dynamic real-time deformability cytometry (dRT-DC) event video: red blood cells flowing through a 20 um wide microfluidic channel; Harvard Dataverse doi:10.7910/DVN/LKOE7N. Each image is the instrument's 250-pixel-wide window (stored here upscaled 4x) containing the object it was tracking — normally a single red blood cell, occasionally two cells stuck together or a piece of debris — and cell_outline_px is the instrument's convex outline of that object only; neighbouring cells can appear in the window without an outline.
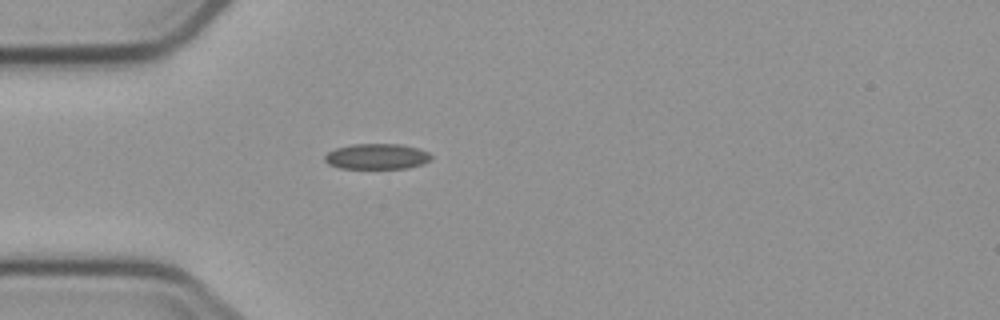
{"species": "common noctule bat (a hibernating species)", "species_latin": "Nyctalus noctula", "temperature_condition": "cold", "stored_images_in_passage": 1, "camera_frame_rate_fps": 3000, "um_per_image_px": 0.085, "animal": {"sex": "male", "body_mass_g": 23.1, "forearm_length_mm": 52.7}, "frame": {"image": 1, "passage_image": 1, "time_ms": 0.0, "image_size_px": [1000, 320], "cell_outline_px": [[432, 160], [408, 168], [340, 168], [328, 164], [324, 160], [324, 156], [328, 152], [336, 148], [352, 144], [400, 144], [416, 148], [428, 152], [432, 156]], "centroid_in_image_um": [32.02, 13.3], "position_along_channel_um": 53.0, "area_um2": 15.78}}